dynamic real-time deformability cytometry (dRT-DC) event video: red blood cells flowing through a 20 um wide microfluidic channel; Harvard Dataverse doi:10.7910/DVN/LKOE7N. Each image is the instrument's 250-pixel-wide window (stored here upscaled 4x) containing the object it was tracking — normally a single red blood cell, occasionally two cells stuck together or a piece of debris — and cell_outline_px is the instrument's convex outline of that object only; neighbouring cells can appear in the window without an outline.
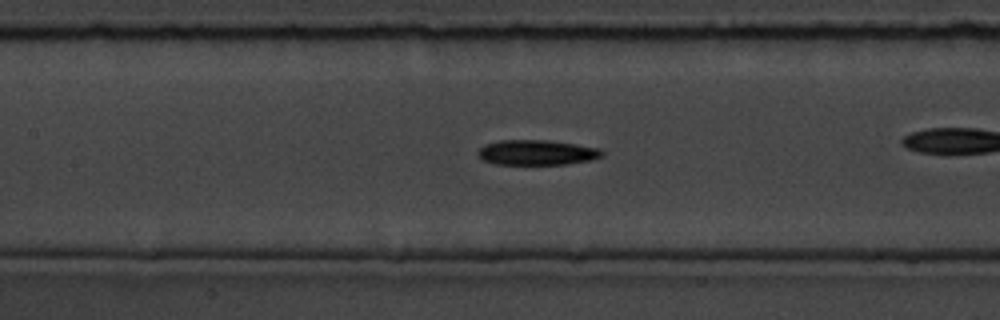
{"species": "common noctule bat (a hibernating species)", "species_latin": "Nyctalus noctula", "temperature_condition": "room temperature", "stored_images_in_passage": 44, "camera_frame_rate_fps": 3000, "um_per_image_px": 0.085, "animal": {"sex": "male", "body_mass_g": 19.5, "forearm_length_mm": 54.6}, "frame": {"image": 1, "passage_image": 19, "time_ms": 6.0, "image_size_px": [1000, 320], "cell_outline_px": [[604, 156], [592, 160], [568, 164], [496, 164], [484, 160], [476, 156], [476, 152], [484, 144], [500, 140], [548, 140], [576, 144], [600, 148], [604, 152]], "centroid_in_image_um": [45.64, 12.96], "position_along_channel_um": 161.8, "area_um2": 18.38}, "authors_computed_cell_mechanics": {"area_um2": 17.6579, "velocity_mm_per_s": 3.5357, "shape_relaxation_time_tau1_ms": 3.1261, "shape_relaxation_time_tau2_ms": 9.9102, "deformation_change_tau1": 0.1551, "deformation_change_tau2": 0.2283}}